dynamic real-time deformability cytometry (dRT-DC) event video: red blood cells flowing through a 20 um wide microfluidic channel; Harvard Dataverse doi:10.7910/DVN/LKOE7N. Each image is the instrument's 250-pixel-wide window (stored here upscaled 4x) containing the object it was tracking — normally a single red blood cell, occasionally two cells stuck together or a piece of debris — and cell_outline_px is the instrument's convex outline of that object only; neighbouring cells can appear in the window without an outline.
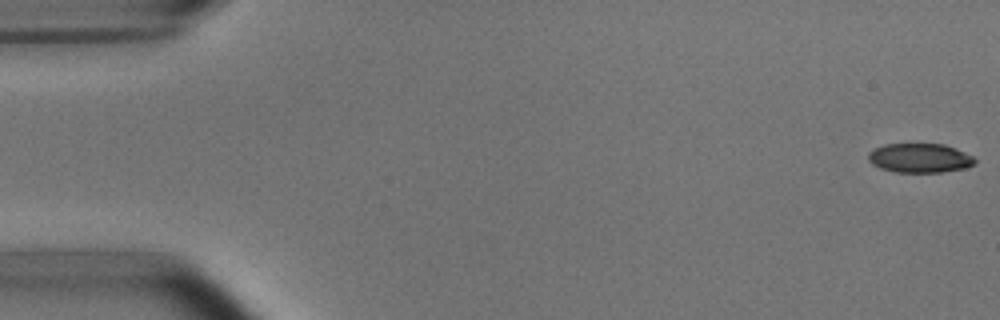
{"species": "common noctule bat (a hibernating species)", "species_latin": "Nyctalus noctula", "temperature_condition": "room temperature", "stored_images_in_passage": 53, "camera_frame_rate_fps": 3000, "um_per_image_px": 0.085, "animal": {"sex": "male", "body_mass_g": 15.6}, "frame": {"image": 1, "passage_image": 1, "time_ms": 0.0, "image_size_px": [1000, 320], "cell_outline_px": [[976, 164], [964, 168], [940, 172], [896, 172], [880, 168], [872, 164], [868, 160], [868, 152], [884, 144], [944, 144], [956, 148], [972, 156], [976, 160]], "centroid_in_image_um": [78.18, 13.43], "position_along_channel_um": 6.8, "area_um2": 18.15}}
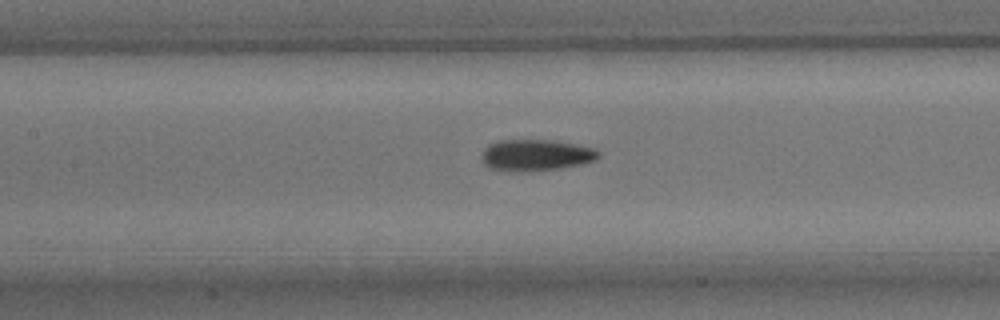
{"frame": {"image": 2, "passage_image": 24, "time_ms": 7.667, "image_size_px": [1000, 320], "cell_outline_px": [[600, 156], [596, 160], [580, 164], [556, 168], [528, 172], [516, 172], [488, 168], [484, 164], [480, 156], [484, 148], [488, 144], [496, 140], [552, 140], [596, 148], [600, 152]], "centroid_in_image_um": [45.51, 13.18], "position_along_channel_um": 161.9, "area_um2": 21.62}}
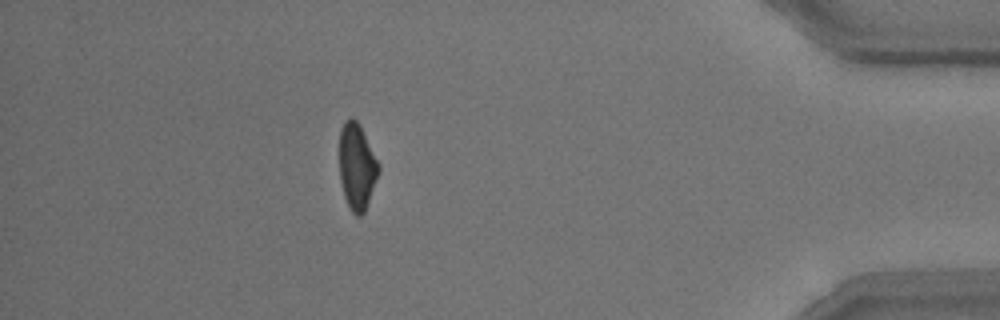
{"frame": {"image": 3, "passage_image": 47, "time_ms": 15.333, "image_size_px": [1000, 320], "cell_outline_px": [[380, 168], [364, 212], [360, 216], [356, 216], [352, 212], [344, 196], [340, 180], [340, 128], [344, 120], [352, 116], [360, 124], [380, 164]], "centroid_in_image_um": [30.33, 14.1], "position_along_channel_um": 404.9, "area_um2": 19.65}, "authors_computed_cell_mechanics": {"area_um2": 20.1722, "velocity_mm_per_s": 3.7991, "shape_relaxation_time_tau1_ms": 4.6329, "shape_relaxation_time_tau2_ms": 1.8412, "deformation_change_tau1": 0.1583, "deformation_change_tau2": 0.0807}}